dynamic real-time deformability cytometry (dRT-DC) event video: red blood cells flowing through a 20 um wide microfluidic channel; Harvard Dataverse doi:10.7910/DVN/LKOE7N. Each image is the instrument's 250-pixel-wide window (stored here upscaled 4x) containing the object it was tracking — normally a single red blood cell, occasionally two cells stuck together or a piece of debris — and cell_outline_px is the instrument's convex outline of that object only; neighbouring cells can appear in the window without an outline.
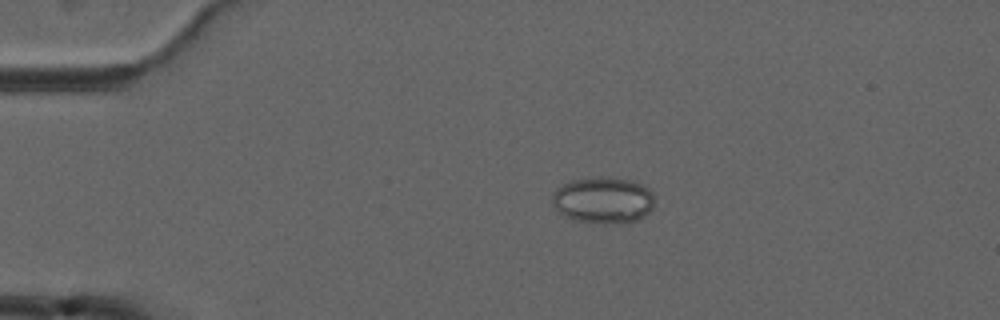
{"species": "common noctule bat (a hibernating species)", "species_latin": "Nyctalus noctula", "temperature_condition": "cold", "stored_images_in_passage": 3, "camera_frame_rate_fps": 3000, "um_per_image_px": 0.085, "animal": {"sex": "male", "forearm_length_mm": 52.5}, "frame": {"image": 1, "passage_image": 1, "time_ms": 0.0, "image_size_px": [1000, 320], "cell_outline_px": [[652, 208], [644, 216], [636, 220], [604, 224], [600, 224], [576, 220], [564, 216], [552, 204], [552, 192], [556, 188], [572, 180], [600, 176], [608, 176], [632, 180], [648, 188], [652, 192]], "centroid_in_image_um": [51.24, 16.99], "position_along_channel_um": 33.8, "area_um2": 27.69}}
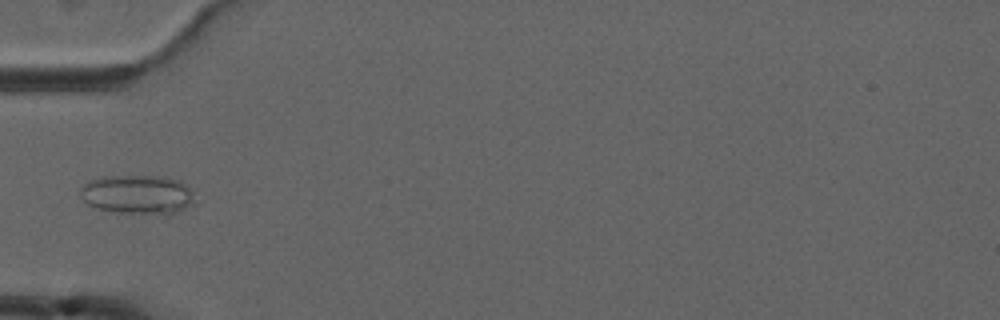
{"frame": {"image": 2, "passage_image": 3, "time_ms": 2.333, "image_size_px": [1000, 320], "cell_outline_px": [[192, 200], [184, 208], [176, 212], [116, 212], [96, 208], [88, 204], [80, 196], [80, 188], [84, 184], [92, 180], [104, 176], [156, 176], [180, 180], [192, 192]], "centroid_in_image_um": [11.61, 16.5], "position_along_channel_um": 73.4, "area_um2": 25.2}}